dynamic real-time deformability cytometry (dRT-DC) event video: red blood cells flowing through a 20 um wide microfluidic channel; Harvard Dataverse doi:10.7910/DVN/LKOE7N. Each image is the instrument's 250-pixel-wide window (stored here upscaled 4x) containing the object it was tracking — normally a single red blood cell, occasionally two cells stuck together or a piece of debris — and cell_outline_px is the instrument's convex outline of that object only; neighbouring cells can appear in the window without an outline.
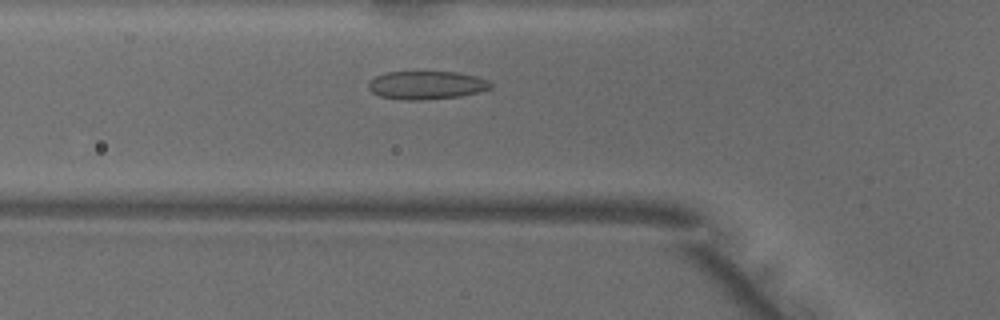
{"species": "common noctule bat (a hibernating species)", "species_latin": "Nyctalus noctula", "temperature_condition": "warm", "stored_images_in_passage": 33, "camera_frame_rate_fps": 3000, "um_per_image_px": 0.085, "animal": {"sex": "male", "body_mass_g": 18.8}, "frame": {"image": 1, "passage_image": 11, "time_ms": 3.333, "image_size_px": [1000, 320], "cell_outline_px": [[492, 88], [460, 96], [420, 100], [404, 100], [380, 96], [372, 92], [368, 88], [368, 80], [376, 76], [388, 72], [456, 72], [476, 76], [488, 80], [492, 84]], "centroid_in_image_um": [36.23, 7.23], "position_along_channel_um": 89.6, "area_um2": 20.06}}
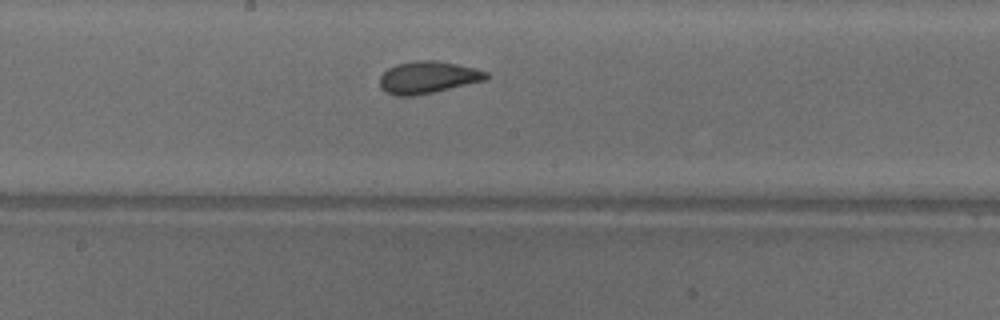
{"frame": {"image": 2, "passage_image": 20, "time_ms": 6.333, "image_size_px": [1000, 320], "cell_outline_px": [[488, 76], [484, 80], [432, 92], [412, 96], [396, 96], [384, 92], [380, 88], [380, 76], [388, 68], [396, 64], [416, 60], [436, 60], [476, 68], [488, 72]], "centroid_in_image_um": [36.32, 6.57], "position_along_channel_um": 211.9, "area_um2": 19.83}}
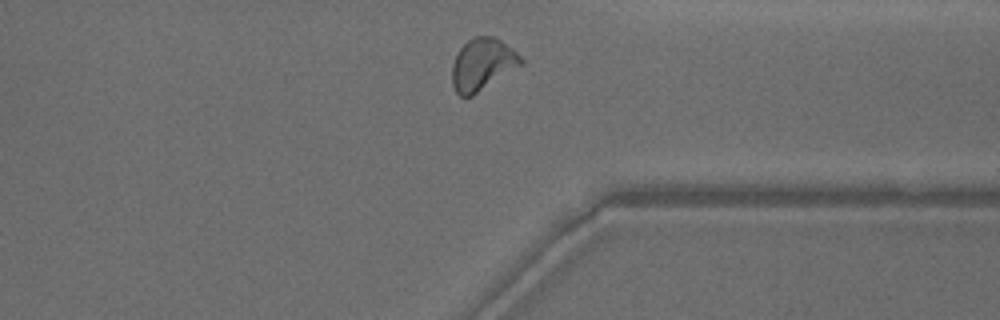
{"frame": {"image": 3, "passage_image": 32, "time_ms": 10.333, "image_size_px": [1000, 320], "cell_outline_px": [[524, 64], [472, 96], [460, 96], [456, 92], [452, 84], [452, 64], [456, 52], [468, 40], [476, 36], [492, 36], [500, 40], [512, 48], [524, 60]], "centroid_in_image_um": [41.0, 5.47], "position_along_channel_um": 370.4, "area_um2": 20.92}, "authors_computed_cell_mechanics": {"area_um2": 19.8254, "velocity_mm_per_s": 4.0505, "shape_relaxation_time_tau1_ms": 3.6751, "shape_relaxation_time_tau2_ms": 1.041, "deformation_change_tau1": 0.1226, "deformation_change_tau2": 0.0673}}